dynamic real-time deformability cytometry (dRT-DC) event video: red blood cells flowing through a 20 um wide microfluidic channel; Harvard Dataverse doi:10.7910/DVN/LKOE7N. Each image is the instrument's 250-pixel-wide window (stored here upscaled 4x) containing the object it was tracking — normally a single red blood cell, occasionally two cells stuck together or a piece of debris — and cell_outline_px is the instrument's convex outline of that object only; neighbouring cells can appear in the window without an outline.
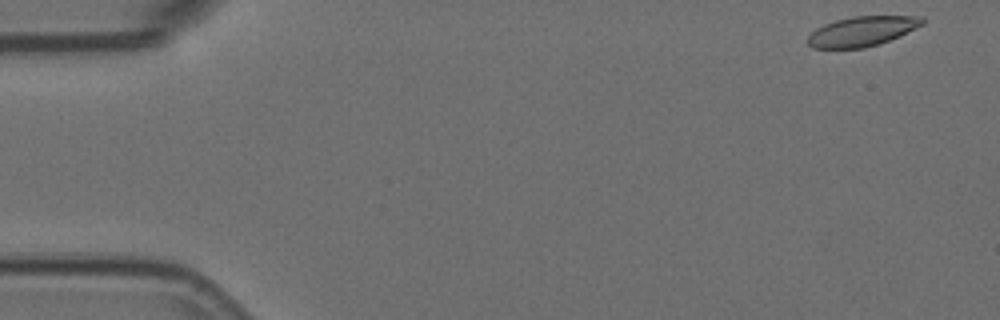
{"species": "Egyptian fruit bat (a non-hibernating species)", "species_latin": "Rousettus aegyptiacus", "temperature_condition": "room temperature", "stored_images_in_passage": 4, "camera_frame_rate_fps": 3000, "um_per_image_px": 0.085, "animal": {"sex": "female"}, "frame": {"image": 1, "passage_image": 1, "time_ms": 0.0, "image_size_px": [1000, 320], "cell_outline_px": [[924, 24], [900, 36], [864, 48], [812, 48], [808, 44], [808, 36], [816, 28], [824, 24], [836, 20], [852, 16], [924, 16]], "centroid_in_image_um": [73.28, 2.65], "position_along_channel_um": 11.7, "area_um2": 19.83}}